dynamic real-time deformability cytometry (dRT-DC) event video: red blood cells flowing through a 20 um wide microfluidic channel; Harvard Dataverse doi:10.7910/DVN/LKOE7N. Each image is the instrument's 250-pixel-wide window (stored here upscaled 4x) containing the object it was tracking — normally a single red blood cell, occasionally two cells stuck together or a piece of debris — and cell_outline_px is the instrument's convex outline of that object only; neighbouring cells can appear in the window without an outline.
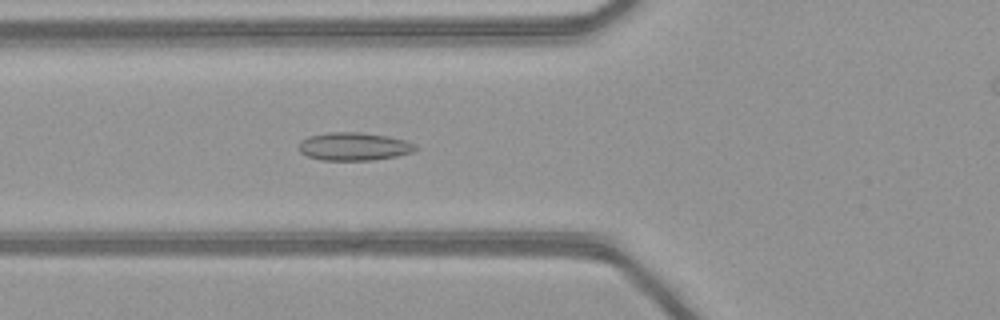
{"species": "common noctule bat (a hibernating species)", "species_latin": "Nyctalus noctula", "temperature_condition": "warm", "stored_images_in_passage": 51, "camera_frame_rate_fps": 3000, "um_per_image_px": 0.085, "animal": {"sex": "female", "body_mass_g": 21.9}, "frame": {"image": 1, "passage_image": 19, "time_ms": 6.0, "image_size_px": [1000, 320], "cell_outline_px": [[420, 148], [412, 152], [396, 156], [372, 160], [320, 160], [308, 156], [300, 152], [296, 148], [300, 140], [308, 136], [328, 132], [364, 132], [388, 136], [404, 140], [416, 144]], "centroid_in_image_um": [30.06, 12.44], "position_along_channel_um": 95.7, "area_um2": 19.36}}
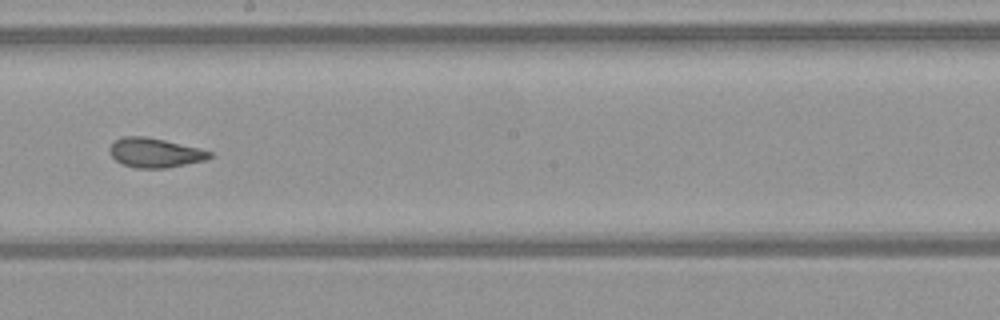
{"frame": {"image": 2, "passage_image": 29, "time_ms": 9.333, "image_size_px": [1000, 320], "cell_outline_px": [[216, 156], [204, 160], [168, 168], [136, 168], [124, 164], [116, 160], [108, 152], [108, 148], [112, 140], [124, 136], [144, 136], [164, 140], [200, 148], [212, 152]], "centroid_in_image_um": [13.16, 12.97], "position_along_channel_um": 235.0, "area_um2": 17.34}}
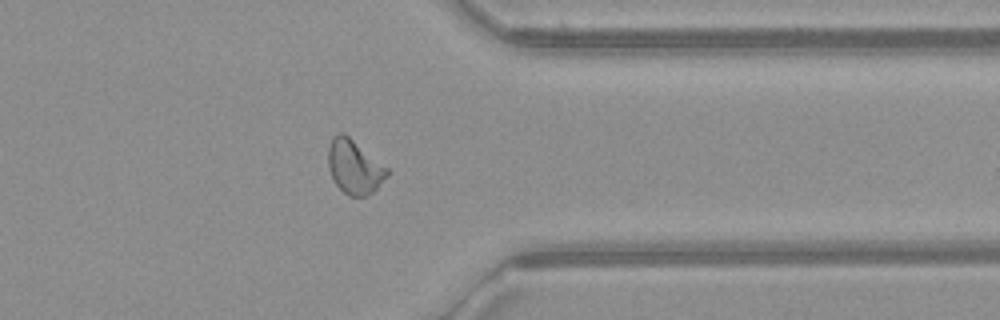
{"frame": {"image": 3, "passage_image": 40, "time_ms": 13.0, "image_size_px": [1000, 320], "cell_outline_px": [[392, 172], [372, 192], [364, 196], [348, 196], [336, 184], [328, 168], [328, 148], [332, 136], [336, 132], [344, 132], [388, 168]], "centroid_in_image_um": [30.12, 14.15], "position_along_channel_um": 381.3, "area_um2": 18.61}, "authors_computed_cell_mechanics": {"area_um2": 18.9006, "velocity_mm_per_s": 4.1446, "shape_relaxation_time_tau1_ms": null, "shape_relaxation_time_tau2_ms": 1.4178, "deformation_change_tau1": null, "deformation_change_tau2": 0.0711}}